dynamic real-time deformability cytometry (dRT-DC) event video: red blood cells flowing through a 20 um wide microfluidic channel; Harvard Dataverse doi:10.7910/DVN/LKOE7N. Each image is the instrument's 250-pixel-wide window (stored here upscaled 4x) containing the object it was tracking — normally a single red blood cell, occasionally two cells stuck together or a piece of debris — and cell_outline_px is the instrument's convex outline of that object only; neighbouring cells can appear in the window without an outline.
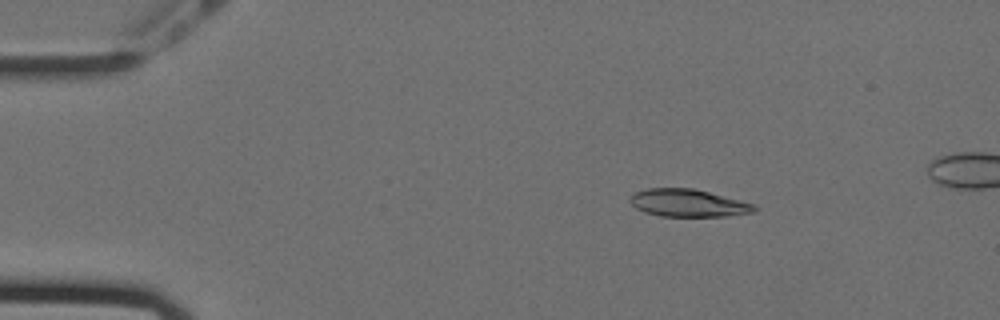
{"species": "Egyptian fruit bat (a non-hibernating species)", "species_latin": "Rousettus aegyptiacus", "temperature_condition": "cold", "stored_images_in_passage": 53, "camera_frame_rate_fps": 3000, "um_per_image_px": 0.085, "animal": {"sex": "female"}, "frame": {"image": 1, "passage_image": 8, "time_ms": 2.333, "image_size_px": [1000, 320], "cell_outline_px": [[760, 208], [756, 212], [728, 216], [660, 216], [644, 212], [636, 208], [628, 200], [636, 192], [648, 188], [692, 188], [756, 204]], "centroid_in_image_um": [58.54, 17.26], "position_along_channel_um": 26.5, "area_um2": 20.0}}
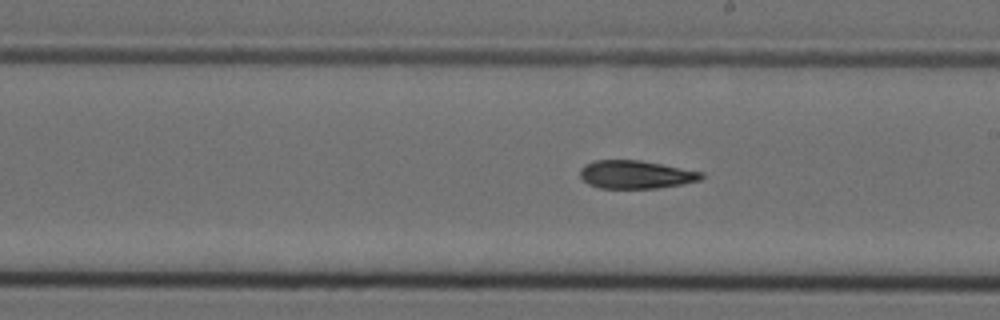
{"frame": {"image": 2, "passage_image": 31, "time_ms": 10.0, "image_size_px": [1000, 320], "cell_outline_px": [[704, 176], [700, 180], [684, 184], [656, 188], [600, 188], [588, 184], [580, 176], [580, 168], [584, 164], [596, 160], [640, 160], [704, 172]], "centroid_in_image_um": [54.05, 14.83], "position_along_channel_um": 235.0, "area_um2": 19.94}}
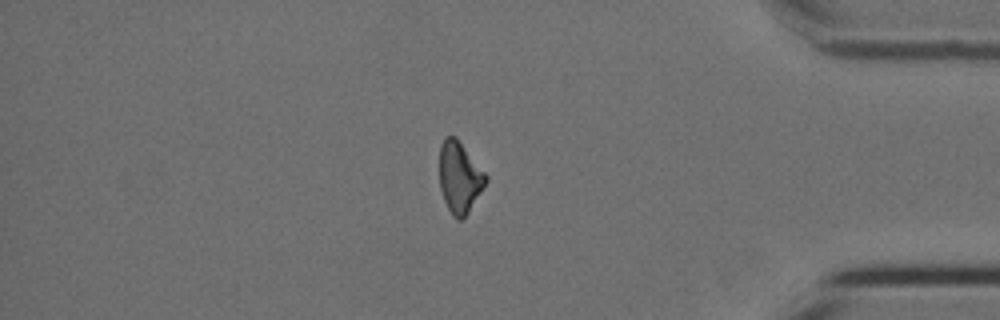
{"frame": {"image": 3, "passage_image": 47, "time_ms": 15.333, "image_size_px": [1000, 320], "cell_outline_px": [[488, 180], [468, 212], [460, 220], [456, 220], [452, 216], [444, 200], [440, 188], [440, 144], [444, 136], [456, 136], [488, 176]], "centroid_in_image_um": [39.06, 15.05], "position_along_channel_um": 396.1, "area_um2": 19.19}, "authors_computed_cell_mechanics": {"area_um2": 20.3456, "velocity_mm_per_s": 3.564, "shape_relaxation_time_tau1_ms": 7.4995, "shape_relaxation_time_tau2_ms": 9.3313, "deformation_change_tau1": 0.1839, "deformation_change_tau2": 0.202}}